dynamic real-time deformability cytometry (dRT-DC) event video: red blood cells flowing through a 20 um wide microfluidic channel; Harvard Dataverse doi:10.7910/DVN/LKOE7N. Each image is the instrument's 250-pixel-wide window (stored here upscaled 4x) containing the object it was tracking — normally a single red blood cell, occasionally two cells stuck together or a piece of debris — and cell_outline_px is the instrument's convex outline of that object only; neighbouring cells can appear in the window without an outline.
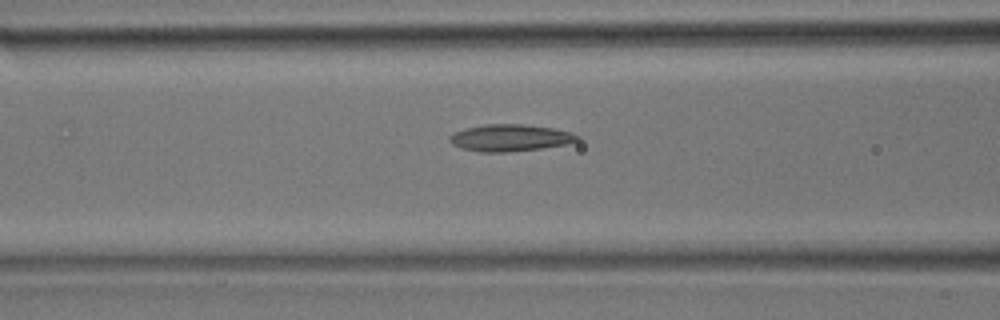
{"species": "common noctule bat (a hibernating species)", "species_latin": "Nyctalus noctula", "temperature_condition": "room temperature", "stored_images_in_passage": 23, "camera_frame_rate_fps": 3000, "um_per_image_px": 0.085, "animal": {"sex": "male", "body_mass_g": 17.9}, "frame": {"image": 1, "passage_image": 8, "time_ms": 2.333, "image_size_px": [1000, 320], "cell_outline_px": [[580, 140], [568, 144], [540, 148], [508, 152], [480, 152], [460, 148], [452, 144], [448, 140], [448, 136], [464, 128], [484, 124], [520, 124], [552, 128], [572, 132], [580, 136]], "centroid_in_image_um": [43.35, 11.71], "position_along_channel_um": 123.3, "area_um2": 20.11}}
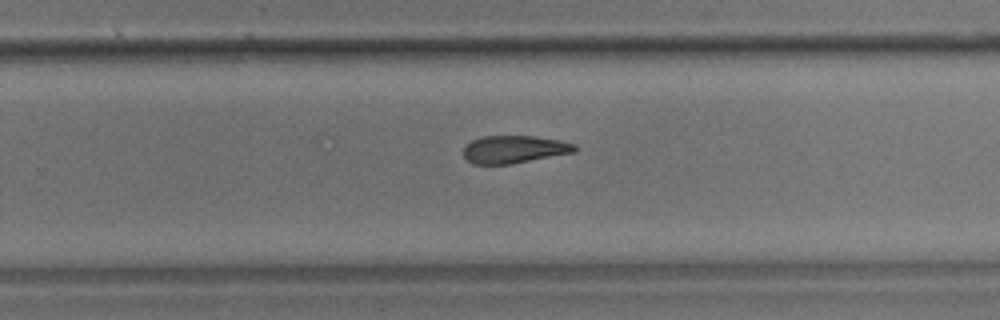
{"frame": {"image": 2, "passage_image": 17, "time_ms": 5.333, "image_size_px": [1000, 320], "cell_outline_px": [[576, 152], [512, 164], [472, 164], [464, 156], [464, 148], [472, 140], [484, 136], [532, 136], [556, 140], [576, 144]], "centroid_in_image_um": [43.71, 12.7], "position_along_channel_um": 286.1, "area_um2": 17.8}}
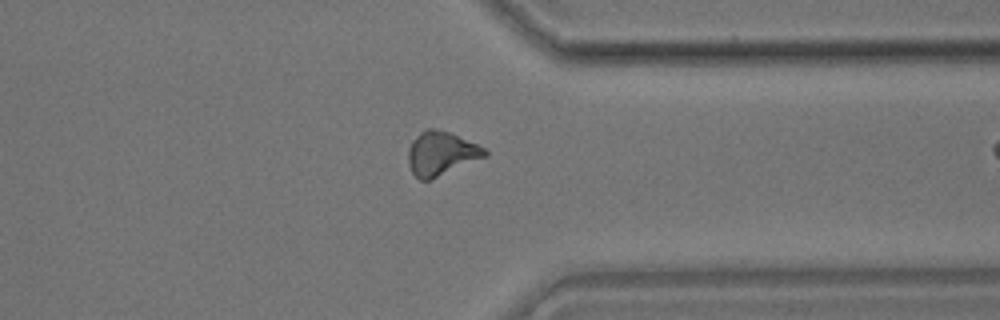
{"frame": {"image": 3, "passage_image": 22, "time_ms": 7.0, "image_size_px": [1000, 320], "cell_outline_px": [[488, 156], [432, 180], [420, 180], [412, 172], [408, 164], [408, 148], [412, 140], [424, 128], [432, 128], [448, 132], [476, 144], [484, 148], [488, 152]], "centroid_in_image_um": [37.48, 13.06], "position_along_channel_um": 373.9, "area_um2": 19.71}}